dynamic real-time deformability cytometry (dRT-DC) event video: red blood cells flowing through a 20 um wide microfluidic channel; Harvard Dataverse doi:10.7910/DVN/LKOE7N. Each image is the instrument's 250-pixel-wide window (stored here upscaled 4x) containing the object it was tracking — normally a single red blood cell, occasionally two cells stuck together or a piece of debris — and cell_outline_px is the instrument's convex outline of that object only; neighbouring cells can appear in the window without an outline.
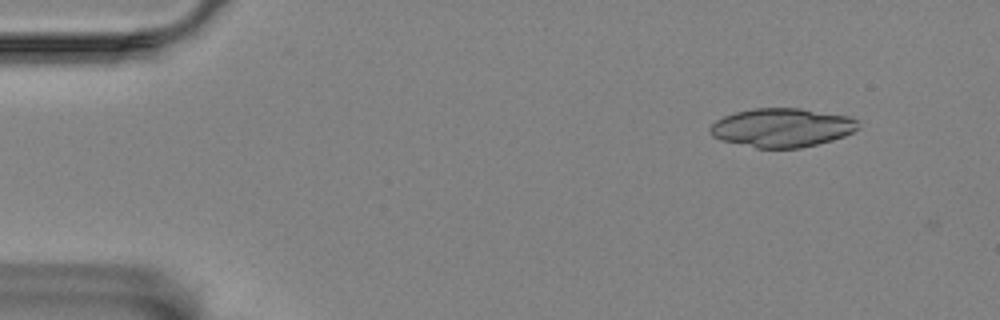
{"species": "Egyptian fruit bat (a non-hibernating species)", "species_latin": "Rousettus aegyptiacus", "temperature_condition": "room temperature", "stored_images_in_passage": 4, "camera_frame_rate_fps": 3000, "um_per_image_px": 0.085, "animal": {"sex": "female"}, "frame": {"image": 1, "passage_image": 3, "time_ms": 0.667, "image_size_px": [1000, 320], "cell_outline_px": [[860, 128], [844, 136], [832, 140], [800, 148], [756, 148], [720, 140], [712, 136], [708, 132], [708, 128], [716, 120], [724, 116], [736, 112], [752, 108], [800, 108], [852, 116], [860, 120]], "centroid_in_image_um": [66.49, 10.84], "position_along_channel_um": 18.5, "area_um2": 33.93}}